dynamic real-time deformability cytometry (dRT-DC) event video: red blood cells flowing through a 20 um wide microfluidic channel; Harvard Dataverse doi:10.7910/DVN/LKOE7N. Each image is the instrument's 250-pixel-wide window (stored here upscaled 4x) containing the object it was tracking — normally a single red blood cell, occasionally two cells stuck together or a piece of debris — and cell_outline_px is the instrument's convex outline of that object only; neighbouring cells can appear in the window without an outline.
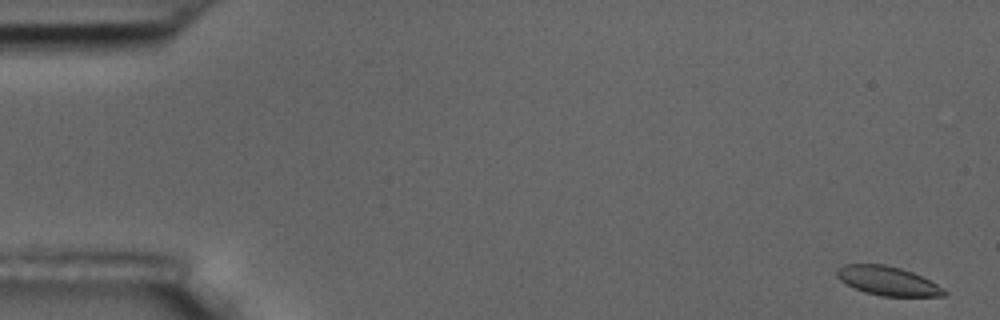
{"species": "common noctule bat (a hibernating species)", "species_latin": "Nyctalus noctula", "temperature_condition": "room temperature", "stored_images_in_passage": 56, "camera_frame_rate_fps": 3000, "um_per_image_px": 0.085, "animal": {"sex": "male", "body_mass_g": 17.5, "forearm_length_mm": 52.3}, "frame": {"image": 1, "passage_image": 1, "time_ms": 0.0, "image_size_px": [1000, 320], "cell_outline_px": [[948, 292], [944, 296], [880, 296], [864, 292], [840, 280], [836, 276], [836, 268], [844, 264], [884, 264], [900, 268], [912, 272], [944, 288]], "centroid_in_image_um": [75.43, 23.87], "position_along_channel_um": 9.6, "area_um2": 18.03}}
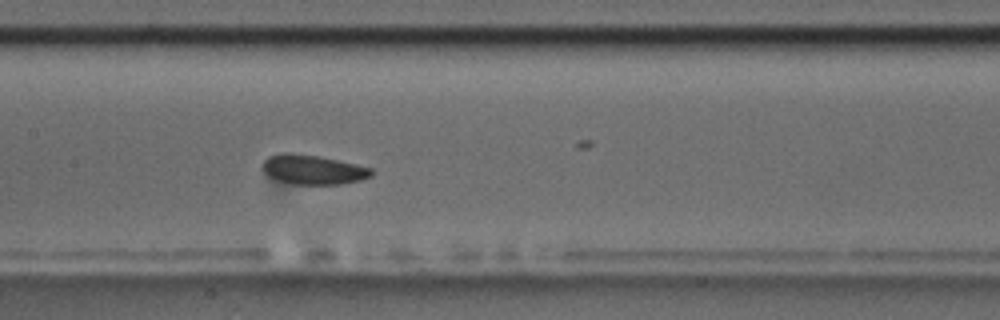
{"frame": {"image": 2, "passage_image": 27, "time_ms": 8.667, "image_size_px": [1000, 320], "cell_outline_px": [[372, 176], [360, 180], [340, 184], [292, 184], [276, 180], [268, 176], [260, 168], [264, 160], [268, 156], [280, 152], [292, 152], [316, 156], [336, 160], [372, 168]], "centroid_in_image_um": [26.53, 14.41], "position_along_channel_um": 180.9, "area_um2": 18.79}}
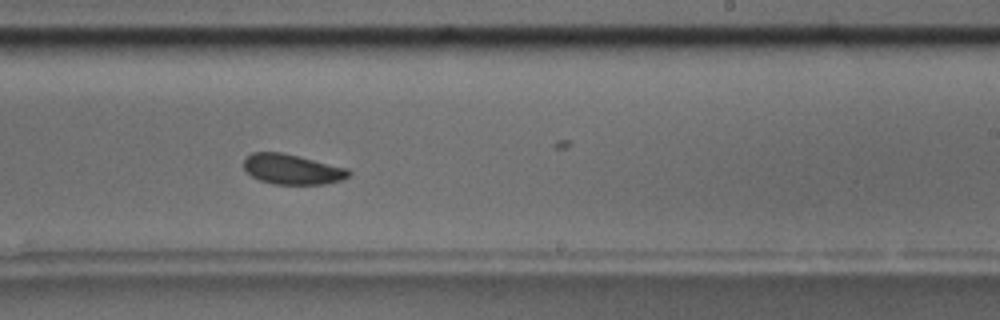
{"frame": {"image": 3, "passage_image": 34, "time_ms": 11.0, "image_size_px": [1000, 320], "cell_outline_px": [[352, 172], [348, 176], [340, 180], [324, 184], [272, 184], [260, 180], [252, 176], [244, 168], [244, 160], [252, 152], [280, 152], [300, 156], [348, 168]], "centroid_in_image_um": [24.85, 14.38], "position_along_channel_um": 264.2, "area_um2": 18.38}, "authors_computed_cell_mechanics": {"area_um2": 18.9295, "velocity_mm_per_s": 3.5856, "shape_relaxation_time_tau1_ms": 5.9273, "shape_relaxation_time_tau2_ms": 5.6957, "deformation_change_tau1": 0.0824, "deformation_change_tau2": 0.0807}}